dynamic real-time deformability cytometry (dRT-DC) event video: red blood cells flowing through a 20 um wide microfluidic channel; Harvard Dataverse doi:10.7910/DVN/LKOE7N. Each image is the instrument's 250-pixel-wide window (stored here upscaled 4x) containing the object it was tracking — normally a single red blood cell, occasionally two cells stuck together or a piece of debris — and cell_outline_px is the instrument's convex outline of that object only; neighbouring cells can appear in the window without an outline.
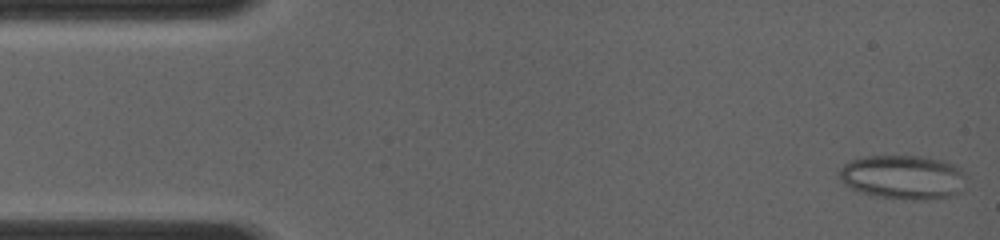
{"species": "common noctule bat (a hibernating species)", "species_latin": "Nyctalus noctula", "temperature_condition": "room temperature", "stored_images_in_passage": 7, "camera_frame_rate_fps": 4000, "um_per_image_px": 0.085, "animal": {"sex": "female", "body_mass_g": 19.0, "forearm_length_mm": 56.7}, "frame": {"image": 1, "passage_image": 1, "time_ms": 0.0, "image_size_px": [1000, 240], "cell_outline_px": [[964, 192], [952, 196], [928, 200], [904, 200], [880, 196], [864, 192], [852, 188], [844, 184], [836, 176], [840, 168], [844, 164], [852, 160], [868, 156], [920, 156], [944, 160], [956, 164], [964, 172]], "centroid_in_image_um": [76.81, 15.06], "position_along_channel_um": 8.2, "area_um2": 33.06}}
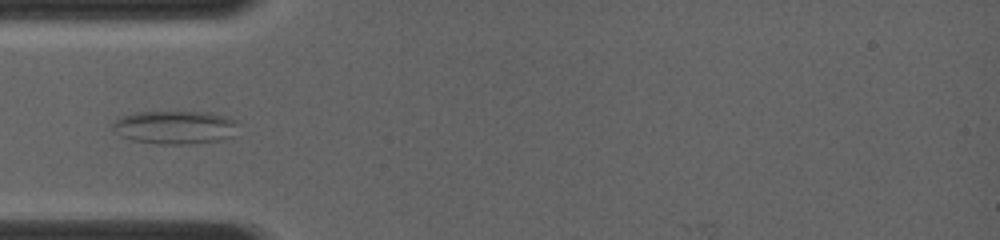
{"frame": {"image": 2, "passage_image": 7, "time_ms": 4.0, "image_size_px": [1000, 240], "cell_outline_px": [[240, 124], [232, 136], [220, 140], [192, 144], [164, 144], [132, 140], [120, 136], [112, 128], [112, 124], [116, 120], [124, 116], [136, 112], [212, 112], [228, 116], [236, 120]], "centroid_in_image_um": [14.93, 10.82], "position_along_channel_um": 70.1, "area_um2": 24.51}}